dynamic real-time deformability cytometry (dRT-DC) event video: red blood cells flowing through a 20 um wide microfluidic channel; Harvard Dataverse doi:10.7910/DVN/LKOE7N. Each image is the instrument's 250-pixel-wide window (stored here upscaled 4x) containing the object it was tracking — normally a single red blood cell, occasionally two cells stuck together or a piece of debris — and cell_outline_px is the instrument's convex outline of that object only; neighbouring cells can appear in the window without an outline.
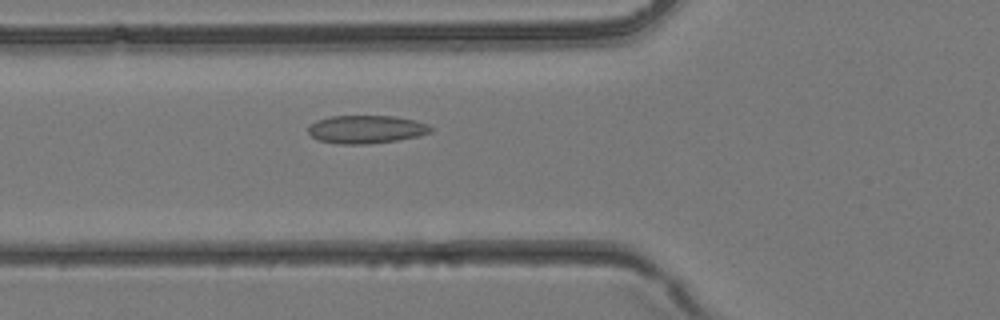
{"species": "common noctule bat (a hibernating species)", "species_latin": "Nyctalus noctula", "temperature_condition": "room temperature", "stored_images_in_passage": 39, "camera_frame_rate_fps": 3000, "um_per_image_px": 0.085, "animal": {"sex": "female", "body_mass_g": 24.6, "forearm_length_mm": 56.2}, "frame": {"image": 1, "passage_image": 15, "time_ms": 4.667, "image_size_px": [1000, 320], "cell_outline_px": [[432, 132], [416, 136], [396, 140], [368, 144], [340, 144], [316, 140], [308, 132], [308, 128], [316, 120], [328, 116], [396, 116], [416, 120], [428, 124], [432, 128]], "centroid_in_image_um": [31.12, 10.99], "position_along_channel_um": 94.7, "area_um2": 20.11}}
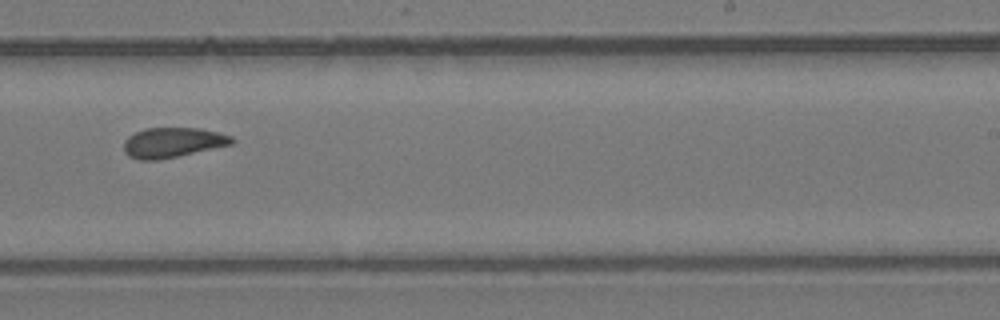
{"frame": {"image": 2, "passage_image": 25, "time_ms": 8.0, "image_size_px": [1000, 320], "cell_outline_px": [[236, 140], [232, 144], [176, 156], [156, 160], [140, 160], [128, 156], [124, 152], [124, 140], [128, 136], [144, 128], [200, 128], [232, 136]], "centroid_in_image_um": [14.65, 12.1], "position_along_channel_um": 274.4, "area_um2": 18.73}}
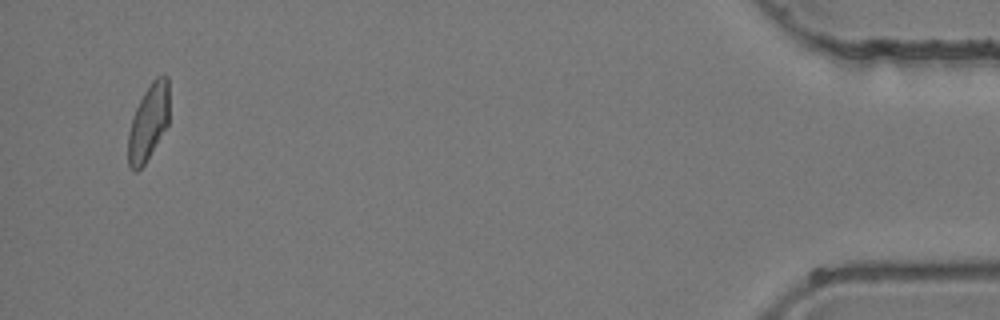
{"frame": {"image": 3, "passage_image": 38, "time_ms": 12.333, "image_size_px": [1000, 320], "cell_outline_px": [[168, 124], [144, 164], [136, 172], [128, 164], [128, 132], [132, 116], [144, 92], [152, 80], [156, 76], [164, 72], [168, 76]], "centroid_in_image_um": [12.61, 10.34], "position_along_channel_um": 422.6, "area_um2": 18.15}}